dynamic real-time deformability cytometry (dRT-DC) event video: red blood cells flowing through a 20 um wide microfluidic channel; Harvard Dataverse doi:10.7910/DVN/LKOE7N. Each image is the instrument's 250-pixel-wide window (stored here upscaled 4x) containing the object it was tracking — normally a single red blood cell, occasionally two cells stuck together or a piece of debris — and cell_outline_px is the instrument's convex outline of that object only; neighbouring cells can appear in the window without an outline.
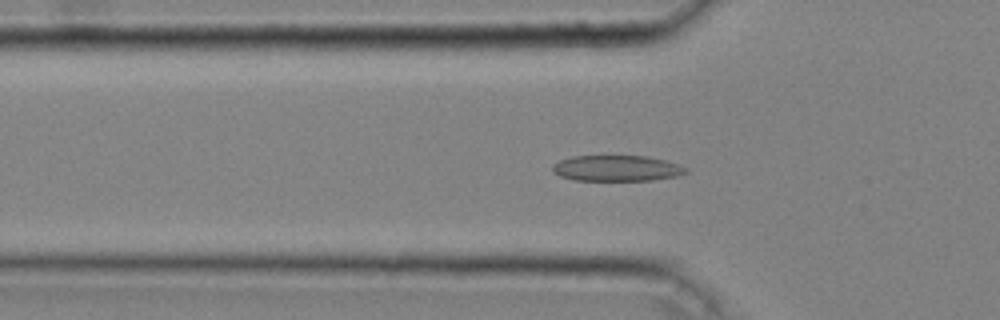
{"species": "common noctule bat (a hibernating species)", "species_latin": "Nyctalus noctula", "temperature_condition": "cold", "stored_images_in_passage": 35, "camera_frame_rate_fps": 3000, "um_per_image_px": 0.085, "animal": {"sex": "male", "body_mass_g": 20.4}, "frame": {"image": 1, "passage_image": 4, "time_ms": 1.0, "image_size_px": [1000, 320], "cell_outline_px": [[688, 172], [676, 176], [652, 180], [576, 180], [560, 176], [552, 172], [552, 164], [560, 160], [572, 156], [648, 156], [664, 160], [688, 168]], "centroid_in_image_um": [52.4, 14.3], "position_along_channel_um": 73.4, "area_um2": 20.0}}
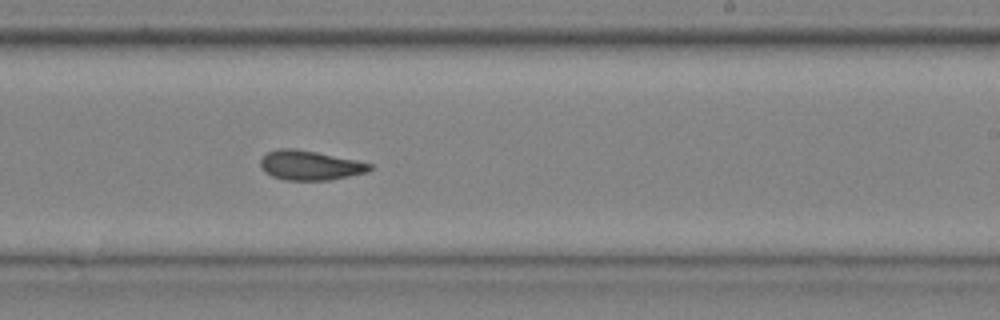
{"frame": {"image": 2, "passage_image": 18, "time_ms": 5.667, "image_size_px": [1000, 320], "cell_outline_px": [[372, 168], [368, 172], [328, 180], [284, 180], [272, 176], [260, 168], [260, 160], [268, 152], [280, 148], [296, 148], [356, 160], [372, 164]], "centroid_in_image_um": [26.33, 14.05], "position_along_channel_um": 262.7, "area_um2": 18.73}}
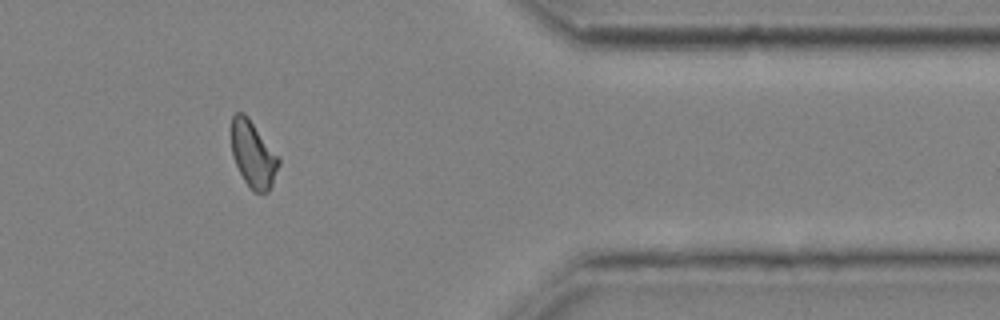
{"frame": {"image": 3, "passage_image": 29, "time_ms": 9.333, "image_size_px": [1000, 320], "cell_outline_px": [[280, 164], [272, 184], [268, 192], [252, 192], [244, 180], [232, 156], [232, 116], [236, 112], [244, 112], [248, 116], [280, 160]], "centroid_in_image_um": [21.51, 13.13], "position_along_channel_um": 389.9, "area_um2": 18.03}, "authors_computed_cell_mechanics": {"area_um2": 18.7272, "velocity_mm_per_s": 4.0592, "shape_relaxation_time_tau1_ms": 9.5772, "shape_relaxation_time_tau2_ms": 2.0531, "deformation_change_tau1": 0.2103, "deformation_change_tau2": 0.0944}}